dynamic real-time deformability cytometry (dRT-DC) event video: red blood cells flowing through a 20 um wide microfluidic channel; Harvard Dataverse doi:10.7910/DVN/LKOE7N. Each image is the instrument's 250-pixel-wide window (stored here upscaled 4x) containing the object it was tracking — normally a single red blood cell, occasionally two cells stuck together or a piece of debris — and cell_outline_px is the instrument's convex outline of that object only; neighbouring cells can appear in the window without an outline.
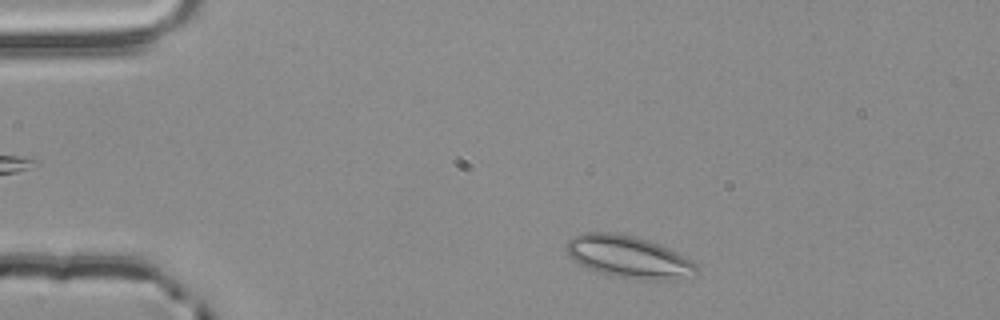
{"species": "common noctule bat (a hibernating species)", "species_latin": "Nyctalus noctula", "temperature_condition": "room temperature", "stored_images_in_passage": 47, "camera_frame_rate_fps": 3000, "um_per_image_px": 0.085, "animal": {"sex": "male", "body_mass_g": 20.4}, "frame": {"image": 1, "passage_image": 3, "time_ms": 0.667, "image_size_px": [1000, 320], "cell_outline_px": [[700, 272], [676, 280], [644, 280], [616, 276], [600, 272], [588, 268], [572, 260], [568, 256], [564, 248], [568, 240], [572, 236], [584, 232], [612, 232], [636, 236], [648, 240], [676, 252], [692, 260], [700, 268]], "centroid_in_image_um": [53.42, 21.83], "position_along_channel_um": 31.6, "area_um2": 32.19}}
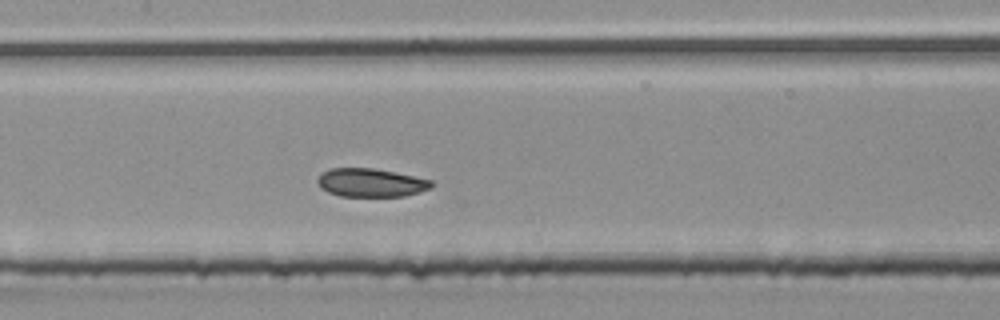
{"frame": {"image": 2, "passage_image": 19, "time_ms": 6.0, "image_size_px": [1000, 320], "cell_outline_px": [[436, 184], [432, 188], [420, 192], [404, 196], [340, 196], [328, 192], [320, 188], [316, 180], [328, 168], [372, 168], [396, 172], [432, 180]], "centroid_in_image_um": [31.56, 15.53], "position_along_channel_um": 175.8, "area_um2": 19.02}}
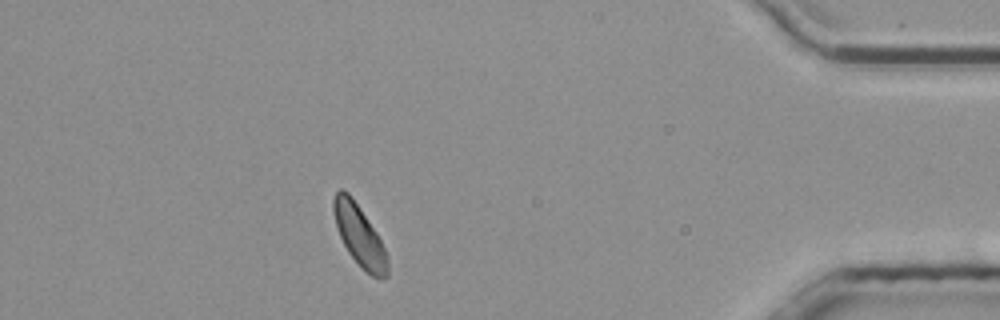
{"frame": {"image": 3, "passage_image": 41, "time_ms": 13.333, "image_size_px": [1000, 320], "cell_outline_px": [[388, 276], [384, 280], [380, 280], [372, 276], [348, 252], [340, 236], [336, 224], [332, 208], [332, 200], [336, 192], [340, 188], [348, 192], [352, 196], [376, 232], [388, 256]], "centroid_in_image_um": [30.56, 20.01], "position_along_channel_um": 404.6, "area_um2": 18.96}, "authors_computed_cell_mechanics": {"area_um2": 19.5364, "velocity_mm_per_s": 3.7946, "shape_relaxation_time_tau1_ms": 4.8415, "shape_relaxation_time_tau2_ms": 2.1126, "deformation_change_tau1": 0.0743, "deformation_change_tau2": 0.0664}}